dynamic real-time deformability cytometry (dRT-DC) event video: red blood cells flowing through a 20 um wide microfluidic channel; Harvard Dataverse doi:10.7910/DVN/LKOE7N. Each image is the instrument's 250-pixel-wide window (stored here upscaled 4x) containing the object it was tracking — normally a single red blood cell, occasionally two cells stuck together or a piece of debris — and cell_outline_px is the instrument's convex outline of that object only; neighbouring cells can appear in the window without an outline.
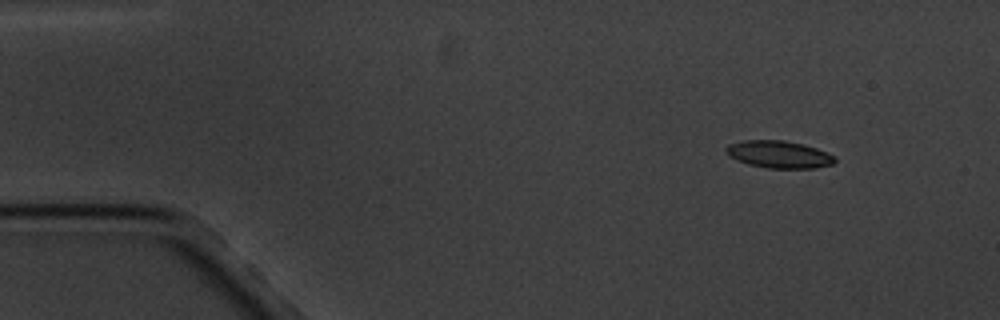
{"species": "common noctule bat (a hibernating species)", "species_latin": "Nyctalus noctula", "temperature_condition": "cold", "stored_images_in_passage": 5, "camera_frame_rate_fps": 3000, "um_per_image_px": 0.085, "animal": {"sex": "male", "body_mass_g": 20.1, "forearm_length_mm": 53.5}, "frame": {"image": 1, "passage_image": 1, "time_ms": 0.0, "image_size_px": [1000, 320], "cell_outline_px": [[836, 160], [832, 164], [816, 168], [768, 168], [748, 164], [736, 160], [728, 156], [724, 152], [724, 148], [728, 144], [744, 140], [784, 140], [816, 148], [836, 156]], "centroid_in_image_um": [66.16, 13.12], "position_along_channel_um": 18.8, "area_um2": 17.4}}
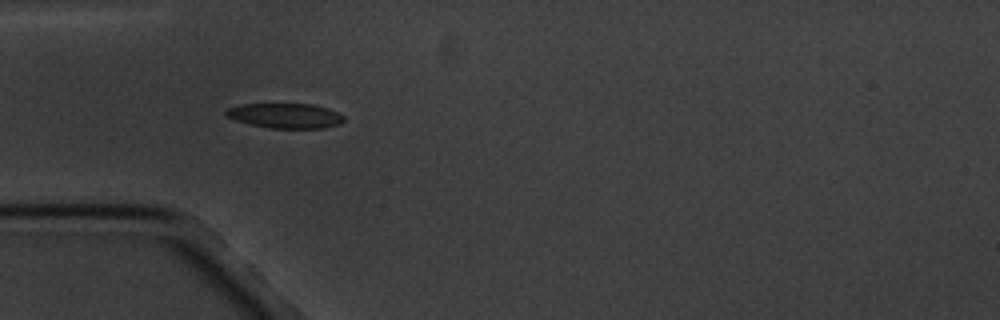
{"frame": {"image": 2, "passage_image": 4, "time_ms": 3.667, "image_size_px": [1000, 320], "cell_outline_px": [[344, 120], [340, 124], [324, 128], [268, 128], [236, 120], [228, 116], [224, 112], [228, 108], [244, 104], [312, 104], [328, 108], [344, 116]], "centroid_in_image_um": [24.29, 9.83], "position_along_channel_um": 60.7, "area_um2": 16.94}}
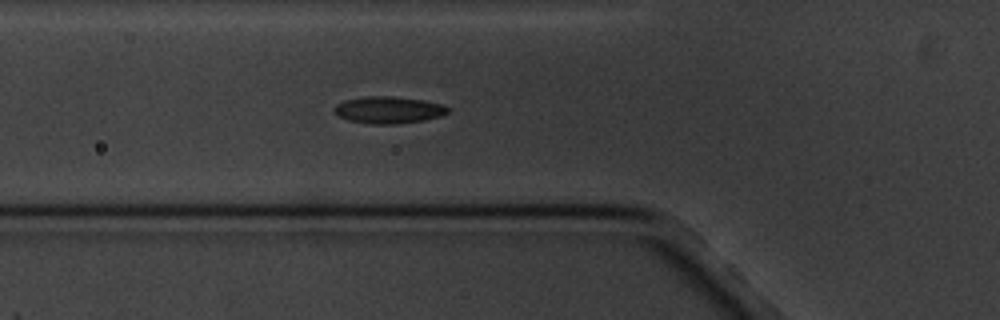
{"frame": {"image": 3, "passage_image": 5, "time_ms": 4.667, "image_size_px": [1000, 320], "cell_outline_px": [[452, 108], [448, 112], [440, 116], [424, 120], [396, 124], [372, 124], [348, 120], [336, 116], [332, 112], [332, 108], [336, 104], [344, 100], [368, 96], [392, 96], [424, 100], [444, 104]], "centroid_in_image_um": [33.01, 9.34], "position_along_channel_um": 92.8, "area_um2": 18.15}}